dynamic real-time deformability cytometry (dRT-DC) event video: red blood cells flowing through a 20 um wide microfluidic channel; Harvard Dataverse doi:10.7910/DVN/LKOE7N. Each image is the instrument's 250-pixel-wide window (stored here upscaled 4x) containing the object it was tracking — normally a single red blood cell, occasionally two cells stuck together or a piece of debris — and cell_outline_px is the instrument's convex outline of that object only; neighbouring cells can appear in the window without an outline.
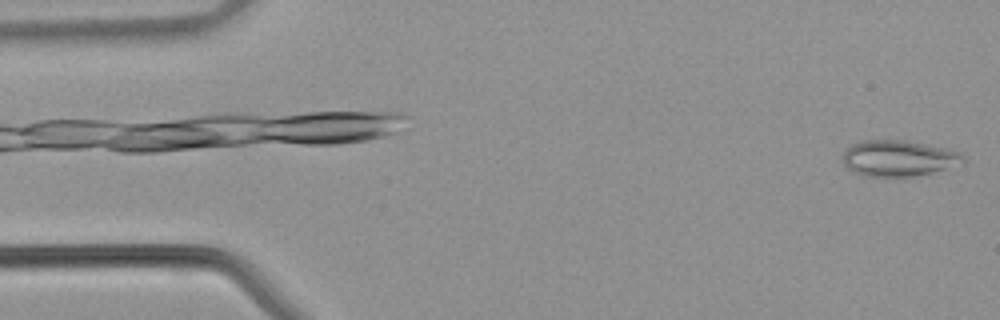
{"species": "common noctule bat (a hibernating species)", "species_latin": "Nyctalus noctula", "temperature_condition": "warm", "stored_images_in_passage": 11, "camera_frame_rate_fps": 3000, "um_per_image_px": 0.085, "animal": {"sex": "male", "body_mass_g": 21.5, "forearm_length_mm": 52.0}, "frame": {"image": 1, "passage_image": 11, "time_ms": 3.333, "image_size_px": [1000, 320], "cell_outline_px": [[964, 164], [932, 172], [912, 176], [864, 176], [852, 172], [844, 164], [844, 152], [852, 144], [860, 140], [904, 140], [944, 148], [960, 152], [964, 156]], "centroid_in_image_um": [76.38, 13.45], "position_along_channel_um": 8.6, "area_um2": 25.14}}